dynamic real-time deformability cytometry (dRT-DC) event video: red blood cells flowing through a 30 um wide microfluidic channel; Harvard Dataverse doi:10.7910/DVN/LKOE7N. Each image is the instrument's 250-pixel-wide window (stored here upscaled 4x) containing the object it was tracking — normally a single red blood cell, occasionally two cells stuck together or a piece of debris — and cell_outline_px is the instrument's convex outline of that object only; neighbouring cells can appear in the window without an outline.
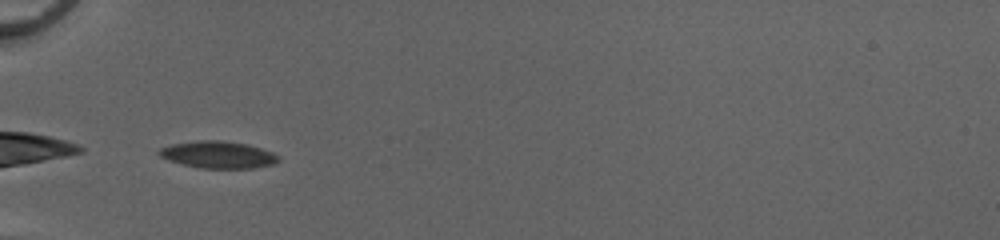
{"species": "common noctule bat (a hibernating species)", "species_latin": "Nyctalus noctula", "temperature_condition": "cold", "stored_images_in_passage": 7, "camera_frame_rate_fps": 3000, "um_per_image_px": 0.085, "animal": {"sex": "female", "body_mass_g": 20.0, "forearm_length_mm": 54.0}, "frame": {"image": 1, "passage_image": 1, "time_ms": 0.0, "image_size_px": [1000, 240], "cell_outline_px": [[280, 160], [272, 164], [252, 168], [200, 168], [168, 160], [160, 156], [156, 152], [160, 148], [172, 144], [196, 140], [220, 140], [248, 144], [272, 152], [280, 156]], "centroid_in_image_um": [18.53, 13.14], "position_along_channel_um": 66.5, "area_um2": 18.79}}
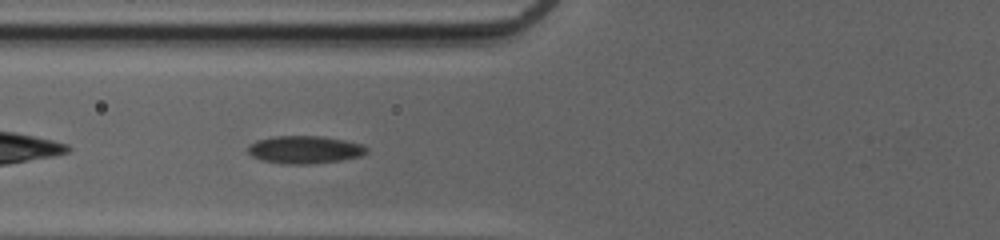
{"frame": {"image": 2, "passage_image": 4, "time_ms": 1.0, "image_size_px": [1000, 240], "cell_outline_px": [[368, 152], [360, 156], [340, 160], [308, 164], [284, 164], [260, 160], [252, 156], [248, 152], [248, 144], [256, 140], [272, 136], [324, 136], [364, 144], [368, 148]], "centroid_in_image_um": [25.89, 12.71], "position_along_channel_um": 99.9, "area_um2": 19.36}}